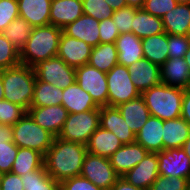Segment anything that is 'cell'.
Returning <instances> with one entry per match:
<instances>
[{"label":"cell","instance_id":"cell-30","mask_svg":"<svg viewBox=\"0 0 190 190\" xmlns=\"http://www.w3.org/2000/svg\"><path fill=\"white\" fill-rule=\"evenodd\" d=\"M163 32V22L160 17L145 12L143 9H137L135 11L132 25L133 34L142 39Z\"/></svg>","mask_w":190,"mask_h":190},{"label":"cell","instance_id":"cell-20","mask_svg":"<svg viewBox=\"0 0 190 190\" xmlns=\"http://www.w3.org/2000/svg\"><path fill=\"white\" fill-rule=\"evenodd\" d=\"M99 23L100 21L95 18L83 14L73 23L64 27L63 32L70 37L84 41L91 47H95L100 44Z\"/></svg>","mask_w":190,"mask_h":190},{"label":"cell","instance_id":"cell-49","mask_svg":"<svg viewBox=\"0 0 190 190\" xmlns=\"http://www.w3.org/2000/svg\"><path fill=\"white\" fill-rule=\"evenodd\" d=\"M0 142H13V130L11 125H0Z\"/></svg>","mask_w":190,"mask_h":190},{"label":"cell","instance_id":"cell-3","mask_svg":"<svg viewBox=\"0 0 190 190\" xmlns=\"http://www.w3.org/2000/svg\"><path fill=\"white\" fill-rule=\"evenodd\" d=\"M35 82L33 67L20 64L2 70L4 100L18 104L27 111L31 107Z\"/></svg>","mask_w":190,"mask_h":190},{"label":"cell","instance_id":"cell-50","mask_svg":"<svg viewBox=\"0 0 190 190\" xmlns=\"http://www.w3.org/2000/svg\"><path fill=\"white\" fill-rule=\"evenodd\" d=\"M110 190H143V189L135 187L134 185L128 183L126 180L120 177Z\"/></svg>","mask_w":190,"mask_h":190},{"label":"cell","instance_id":"cell-2","mask_svg":"<svg viewBox=\"0 0 190 190\" xmlns=\"http://www.w3.org/2000/svg\"><path fill=\"white\" fill-rule=\"evenodd\" d=\"M62 32L63 29L52 24L32 27L30 37L20 51L21 64L33 67L39 61L56 57Z\"/></svg>","mask_w":190,"mask_h":190},{"label":"cell","instance_id":"cell-28","mask_svg":"<svg viewBox=\"0 0 190 190\" xmlns=\"http://www.w3.org/2000/svg\"><path fill=\"white\" fill-rule=\"evenodd\" d=\"M190 135V124L183 118L163 121V150L182 148Z\"/></svg>","mask_w":190,"mask_h":190},{"label":"cell","instance_id":"cell-19","mask_svg":"<svg viewBox=\"0 0 190 190\" xmlns=\"http://www.w3.org/2000/svg\"><path fill=\"white\" fill-rule=\"evenodd\" d=\"M83 15L81 0H52L50 24L63 29Z\"/></svg>","mask_w":190,"mask_h":190},{"label":"cell","instance_id":"cell-5","mask_svg":"<svg viewBox=\"0 0 190 190\" xmlns=\"http://www.w3.org/2000/svg\"><path fill=\"white\" fill-rule=\"evenodd\" d=\"M13 143L18 147L38 151L43 156L52 146L54 136L39 126L26 112L13 126Z\"/></svg>","mask_w":190,"mask_h":190},{"label":"cell","instance_id":"cell-8","mask_svg":"<svg viewBox=\"0 0 190 190\" xmlns=\"http://www.w3.org/2000/svg\"><path fill=\"white\" fill-rule=\"evenodd\" d=\"M33 70L38 80L51 83L60 89H65L76 82L75 68L68 66L57 56L39 61L33 66Z\"/></svg>","mask_w":190,"mask_h":190},{"label":"cell","instance_id":"cell-48","mask_svg":"<svg viewBox=\"0 0 190 190\" xmlns=\"http://www.w3.org/2000/svg\"><path fill=\"white\" fill-rule=\"evenodd\" d=\"M180 117L190 124V88L184 90Z\"/></svg>","mask_w":190,"mask_h":190},{"label":"cell","instance_id":"cell-10","mask_svg":"<svg viewBox=\"0 0 190 190\" xmlns=\"http://www.w3.org/2000/svg\"><path fill=\"white\" fill-rule=\"evenodd\" d=\"M76 82L91 95L98 107L108 106V84L106 72L89 64L75 68Z\"/></svg>","mask_w":190,"mask_h":190},{"label":"cell","instance_id":"cell-22","mask_svg":"<svg viewBox=\"0 0 190 190\" xmlns=\"http://www.w3.org/2000/svg\"><path fill=\"white\" fill-rule=\"evenodd\" d=\"M163 120L150 116L135 135V142L141 144L148 152L157 153L163 150Z\"/></svg>","mask_w":190,"mask_h":190},{"label":"cell","instance_id":"cell-37","mask_svg":"<svg viewBox=\"0 0 190 190\" xmlns=\"http://www.w3.org/2000/svg\"><path fill=\"white\" fill-rule=\"evenodd\" d=\"M83 14L93 17L98 21L112 17L114 10L105 0H81Z\"/></svg>","mask_w":190,"mask_h":190},{"label":"cell","instance_id":"cell-54","mask_svg":"<svg viewBox=\"0 0 190 190\" xmlns=\"http://www.w3.org/2000/svg\"><path fill=\"white\" fill-rule=\"evenodd\" d=\"M4 100L3 83H2V70L0 71V101Z\"/></svg>","mask_w":190,"mask_h":190},{"label":"cell","instance_id":"cell-33","mask_svg":"<svg viewBox=\"0 0 190 190\" xmlns=\"http://www.w3.org/2000/svg\"><path fill=\"white\" fill-rule=\"evenodd\" d=\"M63 89L36 78L31 106L46 107L61 105Z\"/></svg>","mask_w":190,"mask_h":190},{"label":"cell","instance_id":"cell-15","mask_svg":"<svg viewBox=\"0 0 190 190\" xmlns=\"http://www.w3.org/2000/svg\"><path fill=\"white\" fill-rule=\"evenodd\" d=\"M149 152L136 142L123 144L110 158V164L116 173L123 177L129 170L140 163Z\"/></svg>","mask_w":190,"mask_h":190},{"label":"cell","instance_id":"cell-52","mask_svg":"<svg viewBox=\"0 0 190 190\" xmlns=\"http://www.w3.org/2000/svg\"><path fill=\"white\" fill-rule=\"evenodd\" d=\"M145 0H126L127 6L142 9Z\"/></svg>","mask_w":190,"mask_h":190},{"label":"cell","instance_id":"cell-44","mask_svg":"<svg viewBox=\"0 0 190 190\" xmlns=\"http://www.w3.org/2000/svg\"><path fill=\"white\" fill-rule=\"evenodd\" d=\"M176 5V0H145L142 9L145 12L161 18Z\"/></svg>","mask_w":190,"mask_h":190},{"label":"cell","instance_id":"cell-27","mask_svg":"<svg viewBox=\"0 0 190 190\" xmlns=\"http://www.w3.org/2000/svg\"><path fill=\"white\" fill-rule=\"evenodd\" d=\"M62 106L68 113H81L88 110L100 109L91 95L83 90L77 82L63 89Z\"/></svg>","mask_w":190,"mask_h":190},{"label":"cell","instance_id":"cell-56","mask_svg":"<svg viewBox=\"0 0 190 190\" xmlns=\"http://www.w3.org/2000/svg\"><path fill=\"white\" fill-rule=\"evenodd\" d=\"M177 3H185V4H190V0H176Z\"/></svg>","mask_w":190,"mask_h":190},{"label":"cell","instance_id":"cell-53","mask_svg":"<svg viewBox=\"0 0 190 190\" xmlns=\"http://www.w3.org/2000/svg\"><path fill=\"white\" fill-rule=\"evenodd\" d=\"M182 149L184 150L187 157L190 159V135L185 141V143L183 144Z\"/></svg>","mask_w":190,"mask_h":190},{"label":"cell","instance_id":"cell-25","mask_svg":"<svg viewBox=\"0 0 190 190\" xmlns=\"http://www.w3.org/2000/svg\"><path fill=\"white\" fill-rule=\"evenodd\" d=\"M86 146L87 152L110 158L123 144L114 133L99 126Z\"/></svg>","mask_w":190,"mask_h":190},{"label":"cell","instance_id":"cell-31","mask_svg":"<svg viewBox=\"0 0 190 190\" xmlns=\"http://www.w3.org/2000/svg\"><path fill=\"white\" fill-rule=\"evenodd\" d=\"M88 64L103 72H109L118 64V52L115 43H100L92 47Z\"/></svg>","mask_w":190,"mask_h":190},{"label":"cell","instance_id":"cell-18","mask_svg":"<svg viewBox=\"0 0 190 190\" xmlns=\"http://www.w3.org/2000/svg\"><path fill=\"white\" fill-rule=\"evenodd\" d=\"M160 80L168 86L190 88V70L184 58H168L160 66Z\"/></svg>","mask_w":190,"mask_h":190},{"label":"cell","instance_id":"cell-6","mask_svg":"<svg viewBox=\"0 0 190 190\" xmlns=\"http://www.w3.org/2000/svg\"><path fill=\"white\" fill-rule=\"evenodd\" d=\"M100 126V109L69 113L58 138L87 145Z\"/></svg>","mask_w":190,"mask_h":190},{"label":"cell","instance_id":"cell-17","mask_svg":"<svg viewBox=\"0 0 190 190\" xmlns=\"http://www.w3.org/2000/svg\"><path fill=\"white\" fill-rule=\"evenodd\" d=\"M100 127L114 133L122 144L135 142V134L131 131L117 107H100Z\"/></svg>","mask_w":190,"mask_h":190},{"label":"cell","instance_id":"cell-13","mask_svg":"<svg viewBox=\"0 0 190 190\" xmlns=\"http://www.w3.org/2000/svg\"><path fill=\"white\" fill-rule=\"evenodd\" d=\"M27 113L42 128L58 137L68 117V111L62 105L37 107L31 106Z\"/></svg>","mask_w":190,"mask_h":190},{"label":"cell","instance_id":"cell-38","mask_svg":"<svg viewBox=\"0 0 190 190\" xmlns=\"http://www.w3.org/2000/svg\"><path fill=\"white\" fill-rule=\"evenodd\" d=\"M27 111L18 104L8 100L0 101V124L13 126Z\"/></svg>","mask_w":190,"mask_h":190},{"label":"cell","instance_id":"cell-1","mask_svg":"<svg viewBox=\"0 0 190 190\" xmlns=\"http://www.w3.org/2000/svg\"><path fill=\"white\" fill-rule=\"evenodd\" d=\"M87 146L55 137L44 156L46 172L59 183L80 176Z\"/></svg>","mask_w":190,"mask_h":190},{"label":"cell","instance_id":"cell-36","mask_svg":"<svg viewBox=\"0 0 190 190\" xmlns=\"http://www.w3.org/2000/svg\"><path fill=\"white\" fill-rule=\"evenodd\" d=\"M20 64V51L0 33V71Z\"/></svg>","mask_w":190,"mask_h":190},{"label":"cell","instance_id":"cell-4","mask_svg":"<svg viewBox=\"0 0 190 190\" xmlns=\"http://www.w3.org/2000/svg\"><path fill=\"white\" fill-rule=\"evenodd\" d=\"M184 89L160 83L141 93L153 117L161 120L180 118Z\"/></svg>","mask_w":190,"mask_h":190},{"label":"cell","instance_id":"cell-7","mask_svg":"<svg viewBox=\"0 0 190 190\" xmlns=\"http://www.w3.org/2000/svg\"><path fill=\"white\" fill-rule=\"evenodd\" d=\"M108 84V106L118 107L120 104L140 96L130 78L128 68L117 64L106 73Z\"/></svg>","mask_w":190,"mask_h":190},{"label":"cell","instance_id":"cell-29","mask_svg":"<svg viewBox=\"0 0 190 190\" xmlns=\"http://www.w3.org/2000/svg\"><path fill=\"white\" fill-rule=\"evenodd\" d=\"M144 58L159 66L169 58L167 33L156 34L141 39Z\"/></svg>","mask_w":190,"mask_h":190},{"label":"cell","instance_id":"cell-24","mask_svg":"<svg viewBox=\"0 0 190 190\" xmlns=\"http://www.w3.org/2000/svg\"><path fill=\"white\" fill-rule=\"evenodd\" d=\"M117 108L135 135L151 116L141 95L128 102L120 104Z\"/></svg>","mask_w":190,"mask_h":190},{"label":"cell","instance_id":"cell-39","mask_svg":"<svg viewBox=\"0 0 190 190\" xmlns=\"http://www.w3.org/2000/svg\"><path fill=\"white\" fill-rule=\"evenodd\" d=\"M136 10L137 8L126 6L114 11L111 18L120 34L132 32L133 19Z\"/></svg>","mask_w":190,"mask_h":190},{"label":"cell","instance_id":"cell-42","mask_svg":"<svg viewBox=\"0 0 190 190\" xmlns=\"http://www.w3.org/2000/svg\"><path fill=\"white\" fill-rule=\"evenodd\" d=\"M18 149L13 142H0V174L11 172Z\"/></svg>","mask_w":190,"mask_h":190},{"label":"cell","instance_id":"cell-34","mask_svg":"<svg viewBox=\"0 0 190 190\" xmlns=\"http://www.w3.org/2000/svg\"><path fill=\"white\" fill-rule=\"evenodd\" d=\"M24 190H59L60 183L53 179L43 165L40 169L21 176Z\"/></svg>","mask_w":190,"mask_h":190},{"label":"cell","instance_id":"cell-45","mask_svg":"<svg viewBox=\"0 0 190 190\" xmlns=\"http://www.w3.org/2000/svg\"><path fill=\"white\" fill-rule=\"evenodd\" d=\"M60 190H104L94 185L90 180L76 176L60 182Z\"/></svg>","mask_w":190,"mask_h":190},{"label":"cell","instance_id":"cell-11","mask_svg":"<svg viewBox=\"0 0 190 190\" xmlns=\"http://www.w3.org/2000/svg\"><path fill=\"white\" fill-rule=\"evenodd\" d=\"M159 175L186 178L190 181V159L182 148L164 149L157 152Z\"/></svg>","mask_w":190,"mask_h":190},{"label":"cell","instance_id":"cell-14","mask_svg":"<svg viewBox=\"0 0 190 190\" xmlns=\"http://www.w3.org/2000/svg\"><path fill=\"white\" fill-rule=\"evenodd\" d=\"M157 153L149 152L147 156L122 178L135 187L148 190L159 176Z\"/></svg>","mask_w":190,"mask_h":190},{"label":"cell","instance_id":"cell-40","mask_svg":"<svg viewBox=\"0 0 190 190\" xmlns=\"http://www.w3.org/2000/svg\"><path fill=\"white\" fill-rule=\"evenodd\" d=\"M169 58H184L190 46V36L167 34Z\"/></svg>","mask_w":190,"mask_h":190},{"label":"cell","instance_id":"cell-21","mask_svg":"<svg viewBox=\"0 0 190 190\" xmlns=\"http://www.w3.org/2000/svg\"><path fill=\"white\" fill-rule=\"evenodd\" d=\"M52 0H17L19 17L32 27L50 24V6Z\"/></svg>","mask_w":190,"mask_h":190},{"label":"cell","instance_id":"cell-26","mask_svg":"<svg viewBox=\"0 0 190 190\" xmlns=\"http://www.w3.org/2000/svg\"><path fill=\"white\" fill-rule=\"evenodd\" d=\"M115 45L120 65L129 67L137 60L144 58L141 39L132 32L120 34Z\"/></svg>","mask_w":190,"mask_h":190},{"label":"cell","instance_id":"cell-51","mask_svg":"<svg viewBox=\"0 0 190 190\" xmlns=\"http://www.w3.org/2000/svg\"><path fill=\"white\" fill-rule=\"evenodd\" d=\"M109 6L114 10L117 11L123 7L127 6L126 0H105Z\"/></svg>","mask_w":190,"mask_h":190},{"label":"cell","instance_id":"cell-23","mask_svg":"<svg viewBox=\"0 0 190 190\" xmlns=\"http://www.w3.org/2000/svg\"><path fill=\"white\" fill-rule=\"evenodd\" d=\"M161 19L167 34L190 36V4L177 3Z\"/></svg>","mask_w":190,"mask_h":190},{"label":"cell","instance_id":"cell-9","mask_svg":"<svg viewBox=\"0 0 190 190\" xmlns=\"http://www.w3.org/2000/svg\"><path fill=\"white\" fill-rule=\"evenodd\" d=\"M80 176L90 180L94 185L104 190H110L120 178L109 158L86 153Z\"/></svg>","mask_w":190,"mask_h":190},{"label":"cell","instance_id":"cell-35","mask_svg":"<svg viewBox=\"0 0 190 190\" xmlns=\"http://www.w3.org/2000/svg\"><path fill=\"white\" fill-rule=\"evenodd\" d=\"M31 30L32 26L25 19L18 17L7 26L2 34L21 51L30 37Z\"/></svg>","mask_w":190,"mask_h":190},{"label":"cell","instance_id":"cell-55","mask_svg":"<svg viewBox=\"0 0 190 190\" xmlns=\"http://www.w3.org/2000/svg\"><path fill=\"white\" fill-rule=\"evenodd\" d=\"M184 60H185L186 64L189 67V70H190V46H189V49L187 50V52L184 55Z\"/></svg>","mask_w":190,"mask_h":190},{"label":"cell","instance_id":"cell-46","mask_svg":"<svg viewBox=\"0 0 190 190\" xmlns=\"http://www.w3.org/2000/svg\"><path fill=\"white\" fill-rule=\"evenodd\" d=\"M100 43H115L120 33L112 18L104 19L99 23Z\"/></svg>","mask_w":190,"mask_h":190},{"label":"cell","instance_id":"cell-16","mask_svg":"<svg viewBox=\"0 0 190 190\" xmlns=\"http://www.w3.org/2000/svg\"><path fill=\"white\" fill-rule=\"evenodd\" d=\"M127 68L130 73V78L140 94L161 83L160 66L146 58L137 60Z\"/></svg>","mask_w":190,"mask_h":190},{"label":"cell","instance_id":"cell-32","mask_svg":"<svg viewBox=\"0 0 190 190\" xmlns=\"http://www.w3.org/2000/svg\"><path fill=\"white\" fill-rule=\"evenodd\" d=\"M44 165V156L36 150L19 147L11 172L19 176L40 169Z\"/></svg>","mask_w":190,"mask_h":190},{"label":"cell","instance_id":"cell-12","mask_svg":"<svg viewBox=\"0 0 190 190\" xmlns=\"http://www.w3.org/2000/svg\"><path fill=\"white\" fill-rule=\"evenodd\" d=\"M92 47L82 40L70 37L62 32L59 40L57 57L68 66L77 68L88 64Z\"/></svg>","mask_w":190,"mask_h":190},{"label":"cell","instance_id":"cell-43","mask_svg":"<svg viewBox=\"0 0 190 190\" xmlns=\"http://www.w3.org/2000/svg\"><path fill=\"white\" fill-rule=\"evenodd\" d=\"M190 181L186 178H168L159 175L148 190H188Z\"/></svg>","mask_w":190,"mask_h":190},{"label":"cell","instance_id":"cell-41","mask_svg":"<svg viewBox=\"0 0 190 190\" xmlns=\"http://www.w3.org/2000/svg\"><path fill=\"white\" fill-rule=\"evenodd\" d=\"M19 17L17 0H0V33Z\"/></svg>","mask_w":190,"mask_h":190},{"label":"cell","instance_id":"cell-47","mask_svg":"<svg viewBox=\"0 0 190 190\" xmlns=\"http://www.w3.org/2000/svg\"><path fill=\"white\" fill-rule=\"evenodd\" d=\"M0 190H24L21 176L12 172L0 174Z\"/></svg>","mask_w":190,"mask_h":190}]
</instances>
